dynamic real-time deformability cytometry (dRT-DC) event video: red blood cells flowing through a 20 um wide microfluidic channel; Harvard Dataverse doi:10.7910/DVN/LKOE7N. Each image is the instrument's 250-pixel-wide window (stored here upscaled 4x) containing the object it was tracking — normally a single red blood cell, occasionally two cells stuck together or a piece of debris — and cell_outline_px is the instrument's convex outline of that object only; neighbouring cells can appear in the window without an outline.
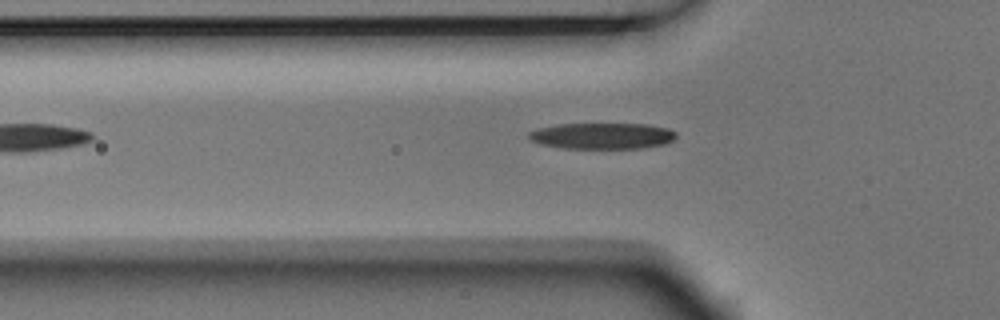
{"species": "Egyptian fruit bat (a non-hibernating species)", "species_latin": "Rousettus aegyptiacus", "temperature_condition": "room temperature", "stored_images_in_passage": 4, "camera_frame_rate_fps": 3000, "um_per_image_px": 0.085, "animal": {"sex": "male"}, "frame": {"image": 1, "passage_image": 4, "time_ms": 1.0, "image_size_px": [1000, 320], "cell_outline_px": [[676, 136], [672, 140], [664, 144], [644, 148], [564, 148], [540, 144], [532, 140], [528, 136], [528, 132], [540, 128], [556, 124], [648, 124], [668, 128], [676, 132]], "centroid_in_image_um": [51.21, 11.55], "position_along_channel_um": 74.6, "area_um2": 22.37}}